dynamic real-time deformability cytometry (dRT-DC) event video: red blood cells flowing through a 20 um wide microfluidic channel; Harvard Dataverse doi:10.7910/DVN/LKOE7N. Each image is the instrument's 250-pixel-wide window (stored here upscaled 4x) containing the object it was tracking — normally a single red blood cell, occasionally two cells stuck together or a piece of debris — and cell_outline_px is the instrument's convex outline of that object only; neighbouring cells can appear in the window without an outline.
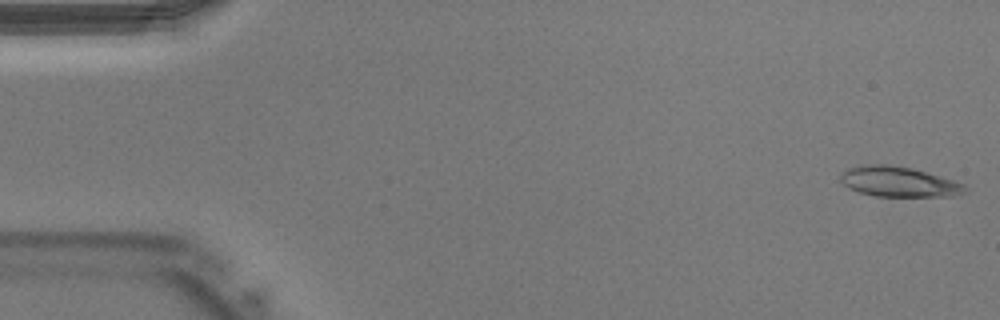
{"species": "Egyptian fruit bat (a non-hibernating species)", "species_latin": "Rousettus aegyptiacus", "temperature_condition": "warm", "stored_images_in_passage": 8, "camera_frame_rate_fps": 3000, "um_per_image_px": 0.085, "animal": {"sex": "male"}, "frame": {"image": 1, "passage_image": 1, "time_ms": 0.0, "image_size_px": [1000, 320], "cell_outline_px": [[968, 188], [964, 192], [952, 196], [876, 196], [860, 192], [848, 188], [840, 180], [840, 176], [848, 168], [872, 164], [888, 164], [912, 168], [952, 180], [964, 184]], "centroid_in_image_um": [76.39, 15.45], "position_along_channel_um": 8.6, "area_um2": 21.56}}